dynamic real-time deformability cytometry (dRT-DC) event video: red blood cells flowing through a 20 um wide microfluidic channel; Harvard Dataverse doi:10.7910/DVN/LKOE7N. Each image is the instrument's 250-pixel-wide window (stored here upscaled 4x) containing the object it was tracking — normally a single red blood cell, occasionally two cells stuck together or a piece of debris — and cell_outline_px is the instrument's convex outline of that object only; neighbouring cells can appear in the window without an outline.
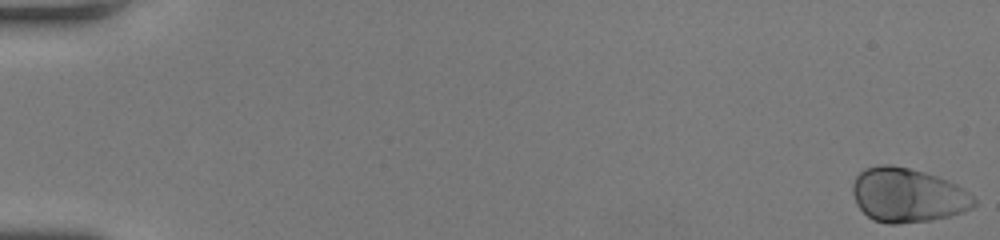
{"species": "human", "species_latin": "Homo sapiens", "temperature_condition": "room temperature", "stored_images_in_passage": 51, "camera_frame_rate_fps": 3000, "um_per_image_px": 0.085, "donor": {"sex": "female"}, "frame": {"image": 1, "passage_image": 1, "time_ms": 0.0, "image_size_px": [1000, 240], "cell_outline_px": [[976, 204], [972, 208], [964, 212], [932, 220], [896, 224], [888, 224], [872, 220], [856, 204], [852, 192], [852, 184], [856, 176], [864, 168], [880, 164], [892, 164], [924, 172], [936, 176], [956, 184], [968, 192], [976, 200]], "centroid_in_image_um": [77.13, 16.59], "position_along_channel_um": 7.9, "area_um2": 38.49}}
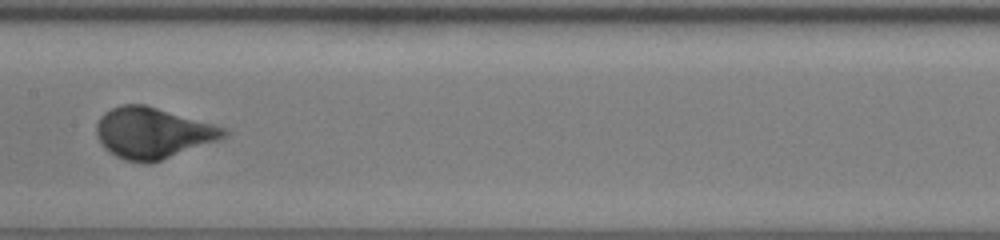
{"frame": {"image": 2, "passage_image": 28, "time_ms": 9.0, "image_size_px": [1000, 240], "cell_outline_px": [[228, 136], [160, 160], [144, 164], [124, 160], [108, 152], [104, 148], [96, 132], [96, 124], [100, 116], [104, 112], [120, 104], [144, 104], [228, 128]], "centroid_in_image_um": [12.96, 11.29], "position_along_channel_um": 194.4, "area_um2": 37.63}}
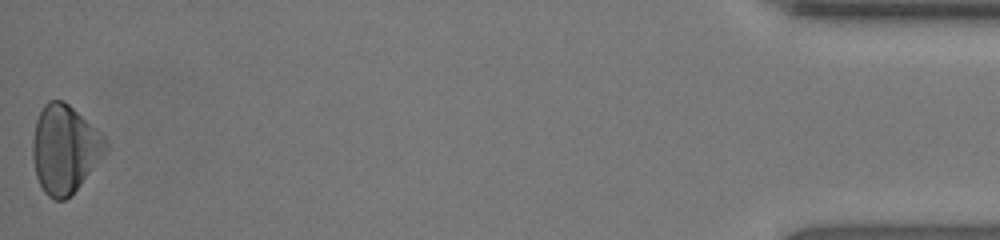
{"frame": {"image": 3, "passage_image": 51, "time_ms": 16.667, "image_size_px": [1000, 240], "cell_outline_px": [[108, 148], [104, 156], [80, 184], [64, 200], [56, 200], [48, 196], [44, 192], [36, 176], [32, 156], [32, 140], [36, 120], [44, 104], [48, 100], [64, 100], [96, 128], [104, 136], [108, 144]], "centroid_in_image_um": [5.49, 12.65], "position_along_channel_um": 429.7, "area_um2": 37.34}, "authors_computed_cell_mechanics": {"area_um2": 36.703, "velocity_mm_per_s": 4.2342, "shape_relaxation_time_tau1_ms": 2.5681, "shape_relaxation_time_tau2_ms": null, "deformation_change_tau1": 0.1667, "deformation_change_tau2": null}}